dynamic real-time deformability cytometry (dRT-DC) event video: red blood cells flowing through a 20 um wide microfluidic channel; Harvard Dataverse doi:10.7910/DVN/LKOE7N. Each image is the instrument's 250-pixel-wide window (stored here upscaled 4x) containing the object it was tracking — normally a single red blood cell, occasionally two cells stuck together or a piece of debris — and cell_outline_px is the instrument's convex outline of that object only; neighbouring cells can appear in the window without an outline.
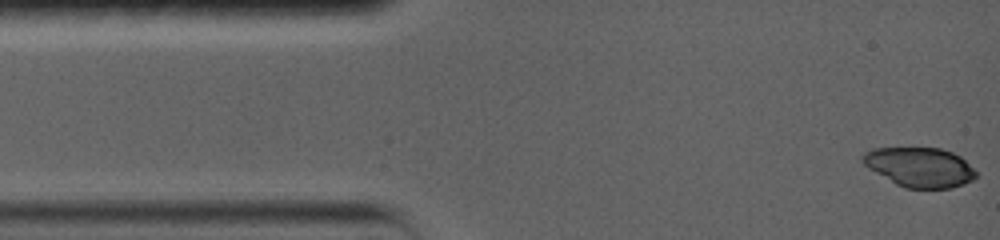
{"species": "common noctule bat (a hibernating species)", "species_latin": "Nyctalus noctula", "temperature_condition": "warm", "stored_images_in_passage": 14, "camera_frame_rate_fps": 5000, "um_per_image_px": 0.085, "animal": {"sex": "female", "body_mass_g": 19.0, "forearm_length_mm": 56.7}, "frame": {"image": 1, "passage_image": 1, "time_ms": 0.0, "image_size_px": [1000, 240], "cell_outline_px": [[976, 176], [972, 180], [964, 184], [948, 188], [904, 188], [896, 184], [868, 168], [860, 160], [860, 156], [864, 152], [872, 148], [940, 148], [952, 152], [960, 156], [976, 172]], "centroid_in_image_um": [78.13, 14.2], "position_along_channel_um": 6.9, "area_um2": 26.07}}
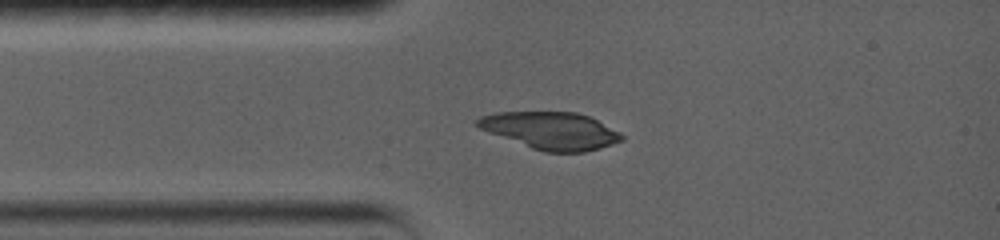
{"frame": {"image": 2, "passage_image": 12, "time_ms": 2.8, "image_size_px": [1000, 240], "cell_outline_px": [[624, 140], [600, 148], [584, 152], [544, 152], [532, 148], [488, 132], [480, 128], [476, 124], [476, 120], [480, 116], [496, 112], [576, 112], [588, 116], [620, 132], [624, 136]], "centroid_in_image_um": [46.83, 11.1], "position_along_channel_um": 38.2, "area_um2": 31.15}}